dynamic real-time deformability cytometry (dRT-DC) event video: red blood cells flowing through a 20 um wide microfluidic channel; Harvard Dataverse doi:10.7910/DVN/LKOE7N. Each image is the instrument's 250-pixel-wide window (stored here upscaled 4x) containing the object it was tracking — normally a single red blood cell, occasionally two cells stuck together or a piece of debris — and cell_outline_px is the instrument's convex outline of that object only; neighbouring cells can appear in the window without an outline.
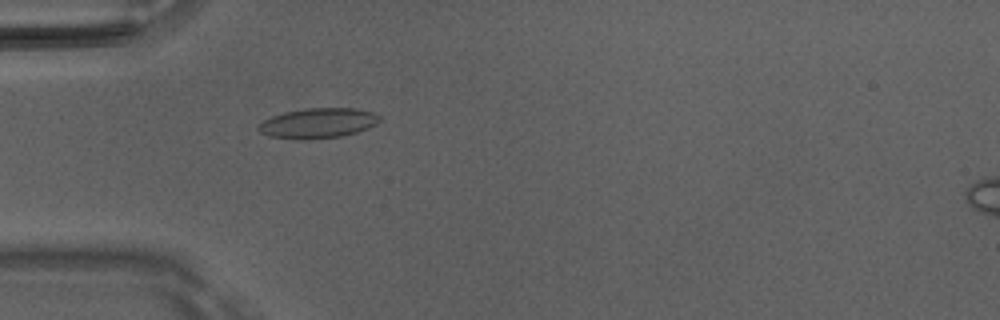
{"species": "Egyptian fruit bat (a non-hibernating species)", "species_latin": "Rousettus aegyptiacus", "temperature_condition": "room temperature", "stored_images_in_passage": 42, "camera_frame_rate_fps": 3000, "um_per_image_px": 0.085, "animal": {"sex": "male"}, "frame": {"image": 1, "passage_image": 7, "time_ms": 2.0, "image_size_px": [1000, 320], "cell_outline_px": [[380, 120], [376, 124], [368, 128], [356, 132], [340, 136], [304, 140], [268, 136], [260, 132], [256, 128], [264, 120], [272, 116], [284, 112], [304, 108], [356, 108], [372, 112], [380, 116]], "centroid_in_image_um": [27.02, 10.46], "position_along_channel_um": 58.0, "area_um2": 21.21}}
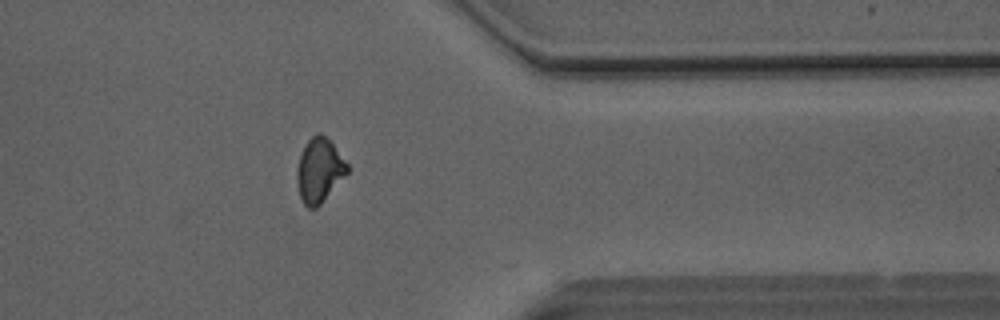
{"frame": {"image": 2, "passage_image": 32, "time_ms": 10.333, "image_size_px": [1000, 320], "cell_outline_px": [[348, 172], [320, 204], [316, 208], [308, 208], [304, 204], [300, 196], [296, 180], [296, 172], [300, 152], [304, 144], [316, 132], [320, 132], [332, 144], [348, 164]], "centroid_in_image_um": [27.11, 14.46], "position_along_channel_um": 384.3, "area_um2": 18.67}}
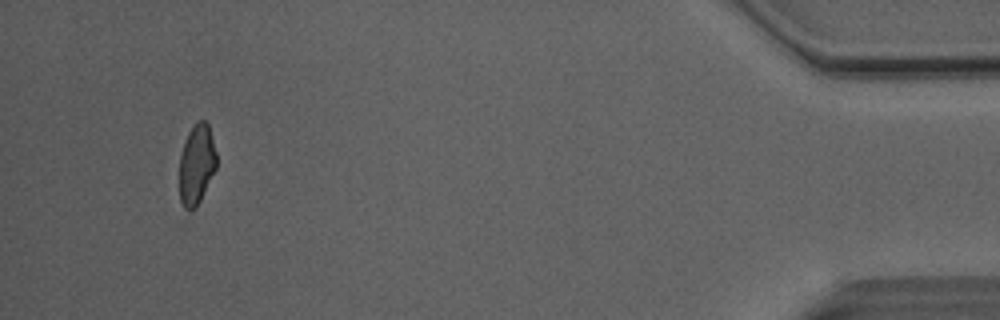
{"frame": {"image": 3, "passage_image": 39, "time_ms": 12.667, "image_size_px": [1000, 320], "cell_outline_px": [[216, 168], [196, 208], [192, 212], [188, 212], [184, 208], [180, 200], [180, 156], [188, 132], [196, 120], [204, 120], [208, 124], [216, 152]], "centroid_in_image_um": [16.7, 13.99], "position_along_channel_um": 418.5, "area_um2": 17.28}, "authors_computed_cell_mechanics": {"area_um2": 18.8428, "velocity_mm_per_s": 4.112, "shape_relaxation_time_tau1_ms": 9.7818, "shape_relaxation_time_tau2_ms": 2.3641, "deformation_change_tau1": 0.1961, "deformation_change_tau2": 0.0868}}